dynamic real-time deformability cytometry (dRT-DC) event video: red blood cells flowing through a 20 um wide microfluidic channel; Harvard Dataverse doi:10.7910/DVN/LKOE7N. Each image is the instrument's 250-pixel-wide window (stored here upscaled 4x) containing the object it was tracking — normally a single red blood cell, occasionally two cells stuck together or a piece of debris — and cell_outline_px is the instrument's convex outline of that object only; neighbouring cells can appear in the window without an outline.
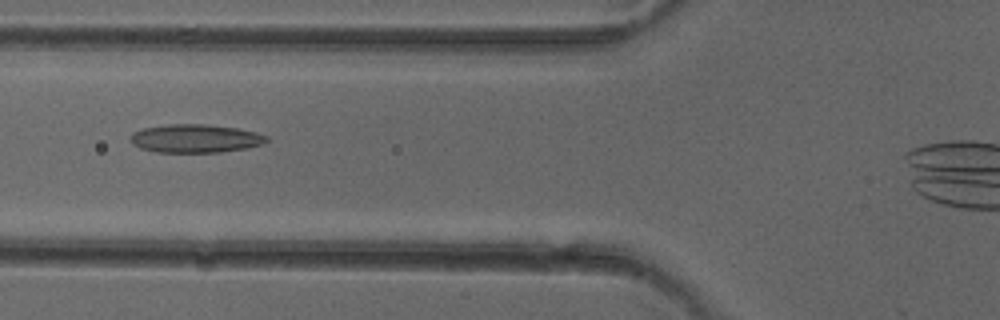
{"species": "common noctule bat (a hibernating species)", "species_latin": "Nyctalus noctula", "temperature_condition": "cold", "stored_images_in_passage": 5, "camera_frame_rate_fps": 3000, "um_per_image_px": 0.085, "animal": {"sex": "female"}, "frame": {"image": 1, "passage_image": 3, "time_ms": 2.333, "image_size_px": [1000, 320], "cell_outline_px": [[268, 140], [264, 144], [248, 148], [220, 152], [156, 152], [140, 148], [132, 144], [132, 132], [144, 128], [168, 124], [204, 124], [236, 128], [256, 132], [268, 136]], "centroid_in_image_um": [16.63, 11.77], "position_along_channel_um": 109.2, "area_um2": 22.48}}